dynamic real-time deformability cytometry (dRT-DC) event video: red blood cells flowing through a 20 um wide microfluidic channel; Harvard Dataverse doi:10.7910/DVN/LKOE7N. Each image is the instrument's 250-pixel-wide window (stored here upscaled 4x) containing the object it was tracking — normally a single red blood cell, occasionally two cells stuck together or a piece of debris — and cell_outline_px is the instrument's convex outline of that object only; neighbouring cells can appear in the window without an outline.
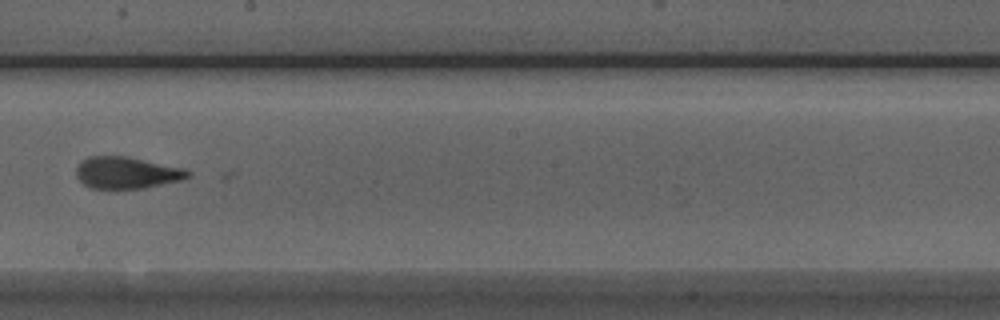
{"species": "Egyptian fruit bat (a non-hibernating species)", "species_latin": "Rousettus aegyptiacus", "temperature_condition": "room temperature", "stored_images_in_passage": 51, "camera_frame_rate_fps": 3000, "um_per_image_px": 0.085, "animal": {"sex": "male"}, "frame": {"image": 1, "passage_image": 28, "time_ms": 9.0, "image_size_px": [1000, 320], "cell_outline_px": [[192, 176], [180, 180], [144, 188], [92, 188], [84, 184], [76, 176], [76, 168], [88, 156], [128, 156], [184, 168], [192, 172]], "centroid_in_image_um": [10.8, 14.67], "position_along_channel_um": 237.4, "area_um2": 20.58}}
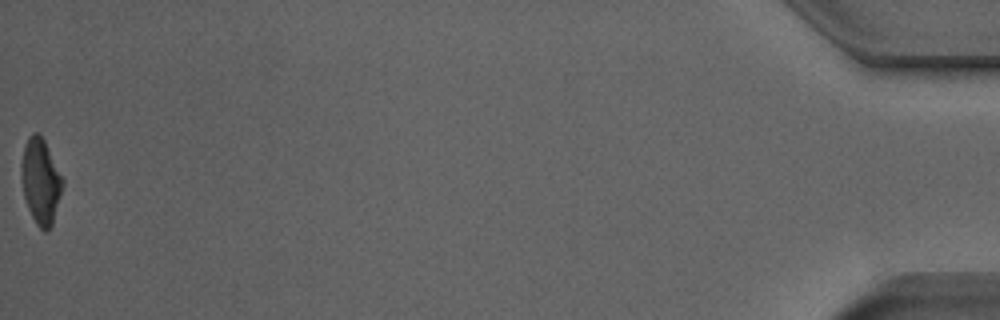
{"frame": {"image": 2, "passage_image": 51, "time_ms": 16.667, "image_size_px": [1000, 320], "cell_outline_px": [[64, 184], [52, 224], [48, 232], [44, 232], [36, 224], [28, 208], [24, 196], [20, 172], [20, 164], [24, 148], [28, 136], [32, 132], [36, 132], [44, 140], [64, 180]], "centroid_in_image_um": [3.45, 15.42], "position_along_channel_um": 431.8, "area_um2": 20.52}}